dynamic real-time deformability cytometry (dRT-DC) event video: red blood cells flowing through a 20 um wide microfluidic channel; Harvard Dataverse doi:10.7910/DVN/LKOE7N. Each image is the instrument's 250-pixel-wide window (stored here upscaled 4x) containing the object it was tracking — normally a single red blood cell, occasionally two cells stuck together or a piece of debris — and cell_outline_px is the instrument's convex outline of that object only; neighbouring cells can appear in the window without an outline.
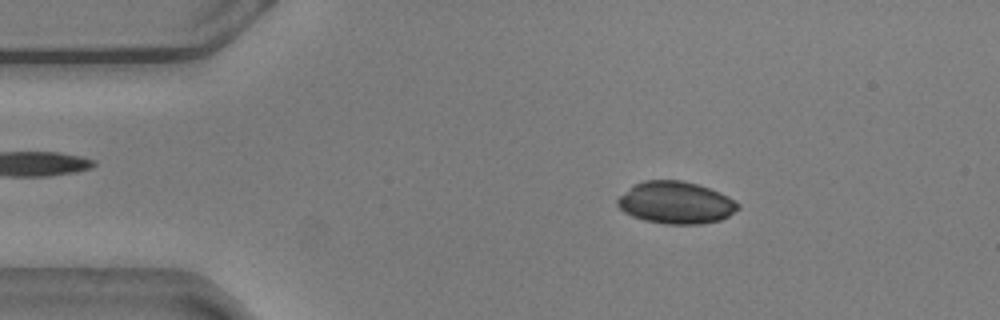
{"species": "common noctule bat (a hibernating species)", "species_latin": "Nyctalus noctula", "temperature_condition": "warm", "stored_images_in_passage": 54, "camera_frame_rate_fps": 3000, "um_per_image_px": 0.085, "animal": {"sex": "male", "body_mass_g": 20.5, "forearm_length_mm": 52.5}, "frame": {"image": 1, "passage_image": 8, "time_ms": 2.333, "image_size_px": [1000, 320], "cell_outline_px": [[740, 208], [728, 216], [720, 220], [700, 224], [664, 224], [644, 220], [632, 216], [624, 212], [616, 204], [616, 200], [632, 184], [644, 180], [680, 180], [696, 184], [720, 192], [728, 196], [740, 204]], "centroid_in_image_um": [57.43, 17.22], "position_along_channel_um": 27.6, "area_um2": 29.71}}
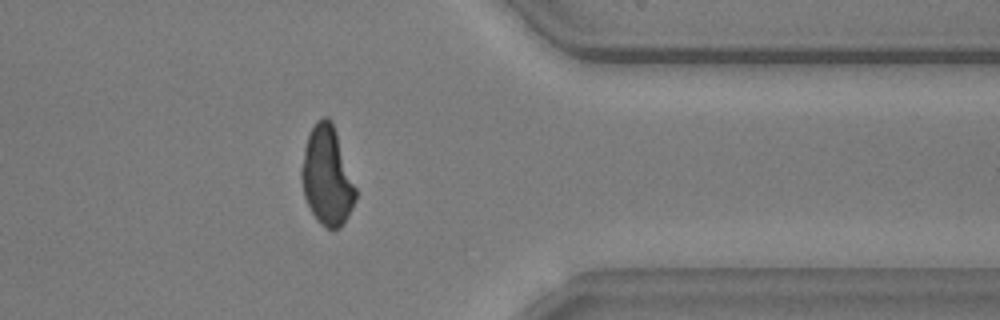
{"frame": {"image": 2, "passage_image": 43, "time_ms": 14.0, "image_size_px": [1000, 320], "cell_outline_px": [[356, 200], [344, 224], [340, 228], [332, 232], [320, 224], [316, 220], [304, 196], [300, 176], [300, 172], [304, 148], [308, 136], [316, 120], [324, 116], [328, 116], [332, 120], [356, 188]], "centroid_in_image_um": [27.79, 15.0], "position_along_channel_um": 383.6, "area_um2": 31.39}}
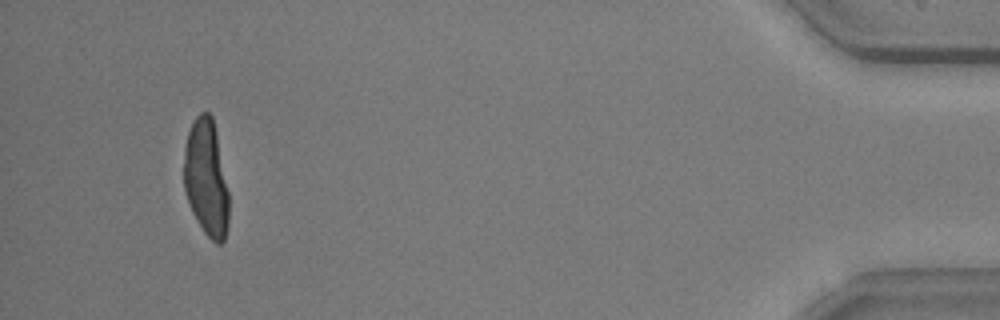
{"frame": {"image": 3, "passage_image": 51, "time_ms": 16.667, "image_size_px": [1000, 320], "cell_outline_px": [[228, 228], [224, 240], [220, 244], [216, 244], [204, 232], [196, 220], [192, 212], [184, 188], [184, 148], [188, 132], [196, 116], [200, 112], [208, 112], [212, 116], [216, 132], [228, 192]], "centroid_in_image_um": [17.52, 15.16], "position_along_channel_um": 417.7, "area_um2": 30.4}}